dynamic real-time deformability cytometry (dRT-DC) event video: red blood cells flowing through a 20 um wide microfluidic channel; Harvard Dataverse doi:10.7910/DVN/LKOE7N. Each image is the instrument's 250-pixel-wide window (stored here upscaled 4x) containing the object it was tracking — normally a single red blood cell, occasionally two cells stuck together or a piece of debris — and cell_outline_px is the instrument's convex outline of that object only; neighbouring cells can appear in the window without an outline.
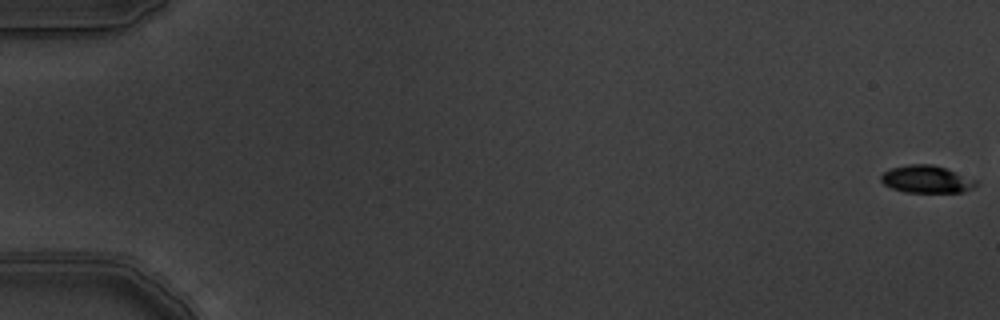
{"species": "common noctule bat (a hibernating species)", "species_latin": "Nyctalus noctula", "temperature_condition": "warm", "stored_images_in_passage": 11, "camera_frame_rate_fps": 3000, "um_per_image_px": 0.085, "animal": {"sex": "male", "body_mass_g": 19.5, "forearm_length_mm": 54.6}, "frame": {"image": 1, "passage_image": 1, "time_ms": 0.0, "image_size_px": [1000, 320], "cell_outline_px": [[980, 184], [964, 192], [904, 192], [892, 188], [884, 184], [880, 180], [880, 176], [884, 172], [892, 168], [908, 164], [932, 164], [944, 168], [976, 180]], "centroid_in_image_um": [78.75, 15.24], "position_along_channel_um": 6.3, "area_um2": 15.09}}